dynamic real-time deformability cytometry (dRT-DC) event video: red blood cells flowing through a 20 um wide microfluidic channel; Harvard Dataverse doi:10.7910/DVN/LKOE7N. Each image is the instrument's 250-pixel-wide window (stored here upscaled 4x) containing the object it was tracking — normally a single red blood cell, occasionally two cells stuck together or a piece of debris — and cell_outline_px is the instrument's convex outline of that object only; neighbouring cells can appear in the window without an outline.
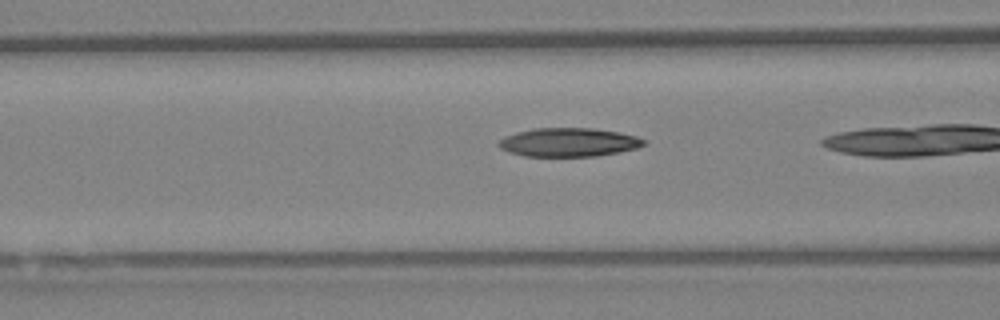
{"species": "Egyptian fruit bat (a non-hibernating species)", "species_latin": "Rousettus aegyptiacus", "temperature_condition": "warm", "stored_images_in_passage": 8, "camera_frame_rate_fps": 3000, "um_per_image_px": 0.085, "animal": {"sex": "female"}, "frame": {"image": 1, "passage_image": 7, "time_ms": 2.0, "image_size_px": [1000, 320], "cell_outline_px": [[644, 144], [636, 148], [620, 152], [596, 156], [524, 156], [508, 152], [500, 148], [496, 144], [504, 136], [516, 132], [536, 128], [592, 128], [620, 132], [636, 136], [644, 140]], "centroid_in_image_um": [48.3, 12.09], "position_along_channel_um": 118.3, "area_um2": 24.28}}